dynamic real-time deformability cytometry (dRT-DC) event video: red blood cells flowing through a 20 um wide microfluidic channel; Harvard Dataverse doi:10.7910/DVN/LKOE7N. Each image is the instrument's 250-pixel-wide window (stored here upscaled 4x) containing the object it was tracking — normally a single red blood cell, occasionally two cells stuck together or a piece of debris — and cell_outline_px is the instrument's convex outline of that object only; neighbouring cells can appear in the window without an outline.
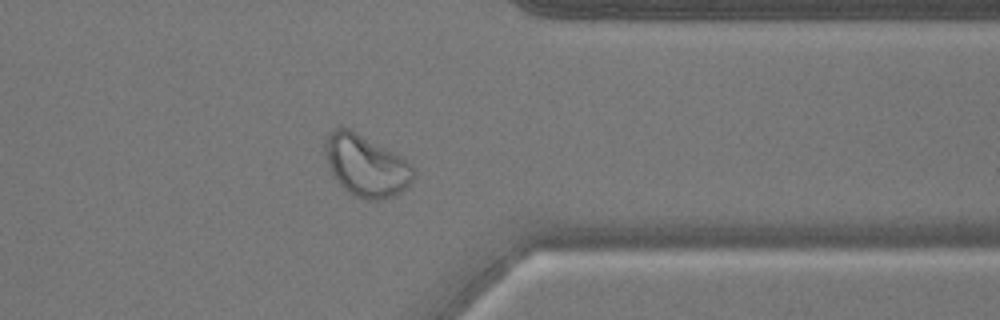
{"species": "common noctule bat (a hibernating species)", "species_latin": "Nyctalus noctula", "temperature_condition": "warm", "stored_images_in_passage": 36, "camera_frame_rate_fps": 3000, "um_per_image_px": 0.085, "animal": {"sex": "male", "body_mass_g": 17.9}, "frame": {"image": 1, "passage_image": 26, "time_ms": 8.333, "image_size_px": [1000, 320], "cell_outline_px": [[416, 172], [412, 180], [400, 192], [392, 196], [380, 200], [364, 200], [348, 192], [340, 184], [332, 172], [328, 164], [324, 152], [324, 140], [328, 132], [332, 128], [348, 128], [400, 156], [412, 164], [416, 168]], "centroid_in_image_um": [31.1, 14.08], "position_along_channel_um": 380.3, "area_um2": 31.44}}
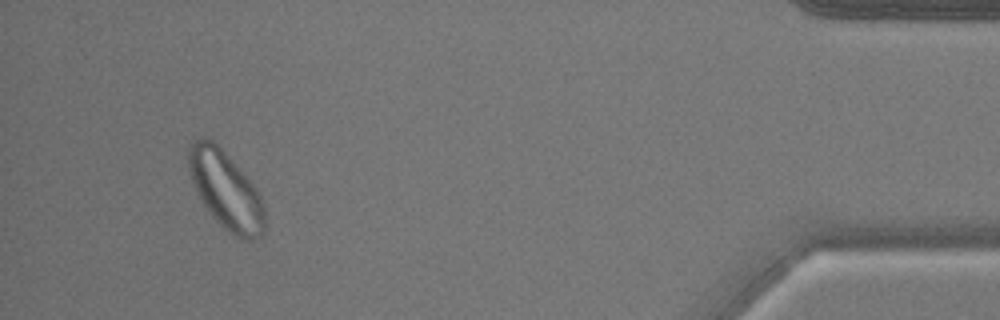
{"frame": {"image": 2, "passage_image": 33, "time_ms": 10.667, "image_size_px": [1000, 320], "cell_outline_px": [[264, 232], [260, 236], [252, 240], [240, 240], [228, 232], [212, 216], [200, 200], [188, 172], [188, 144], [192, 140], [200, 136], [208, 136], [244, 172], [260, 196], [264, 204]], "centroid_in_image_um": [19.16, 16.14], "position_along_channel_um": 416.0, "area_um2": 34.8}}